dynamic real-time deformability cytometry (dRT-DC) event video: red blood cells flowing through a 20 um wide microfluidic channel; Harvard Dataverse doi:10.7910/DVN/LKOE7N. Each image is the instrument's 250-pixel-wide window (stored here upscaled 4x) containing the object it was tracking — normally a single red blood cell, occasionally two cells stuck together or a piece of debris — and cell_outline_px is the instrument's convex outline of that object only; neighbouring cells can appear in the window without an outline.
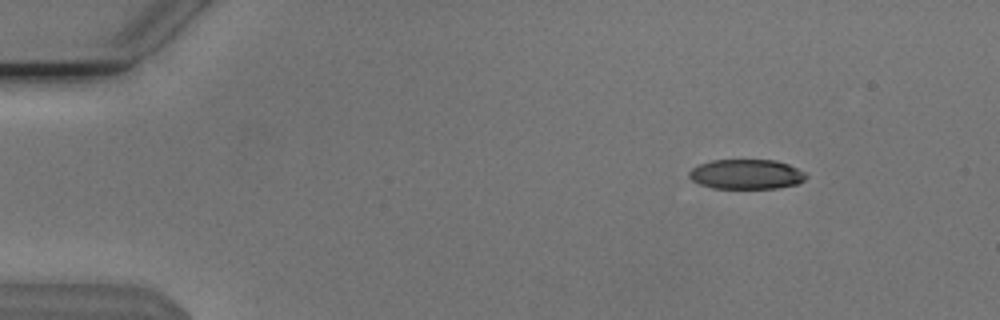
{"species": "Egyptian fruit bat (a non-hibernating species)", "species_latin": "Rousettus aegyptiacus", "temperature_condition": "cold", "stored_images_in_passage": 12, "camera_frame_rate_fps": 3000, "um_per_image_px": 0.085, "animal": {"sex": "male"}, "frame": {"image": 1, "passage_image": 3, "time_ms": 0.667, "image_size_px": [1000, 320], "cell_outline_px": [[808, 176], [804, 180], [796, 184], [776, 188], [712, 188], [700, 184], [692, 180], [688, 176], [688, 172], [692, 168], [700, 164], [712, 160], [776, 160], [788, 164], [804, 172]], "centroid_in_image_um": [63.42, 14.81], "position_along_channel_um": 21.6, "area_um2": 20.23}}